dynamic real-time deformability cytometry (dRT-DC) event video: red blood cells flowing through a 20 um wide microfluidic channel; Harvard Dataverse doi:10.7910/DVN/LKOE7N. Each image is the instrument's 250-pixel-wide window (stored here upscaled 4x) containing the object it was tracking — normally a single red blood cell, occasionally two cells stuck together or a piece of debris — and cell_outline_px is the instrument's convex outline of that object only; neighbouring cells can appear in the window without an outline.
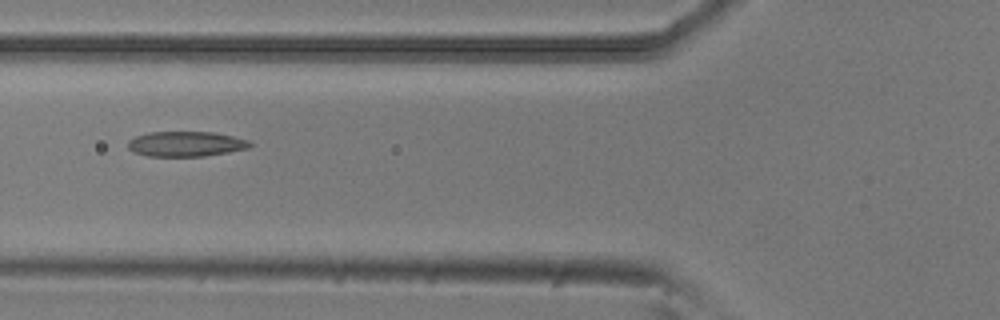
{"species": "common noctule bat (a hibernating species)", "species_latin": "Nyctalus noctula", "temperature_condition": "room temperature", "stored_images_in_passage": 2, "camera_frame_rate_fps": 3000, "um_per_image_px": 0.085, "animal": {"sex": "male", "body_mass_g": 20.5, "forearm_length_mm": 52.5}, "frame": {"image": 1, "passage_image": 2, "time_ms": 0.333, "image_size_px": [1000, 320], "cell_outline_px": [[252, 144], [248, 148], [228, 152], [204, 156], [148, 156], [132, 152], [128, 148], [128, 140], [136, 136], [148, 132], [212, 132], [232, 136], [248, 140]], "centroid_in_image_um": [15.76, 12.23], "position_along_channel_um": 110.0, "area_um2": 17.8}}